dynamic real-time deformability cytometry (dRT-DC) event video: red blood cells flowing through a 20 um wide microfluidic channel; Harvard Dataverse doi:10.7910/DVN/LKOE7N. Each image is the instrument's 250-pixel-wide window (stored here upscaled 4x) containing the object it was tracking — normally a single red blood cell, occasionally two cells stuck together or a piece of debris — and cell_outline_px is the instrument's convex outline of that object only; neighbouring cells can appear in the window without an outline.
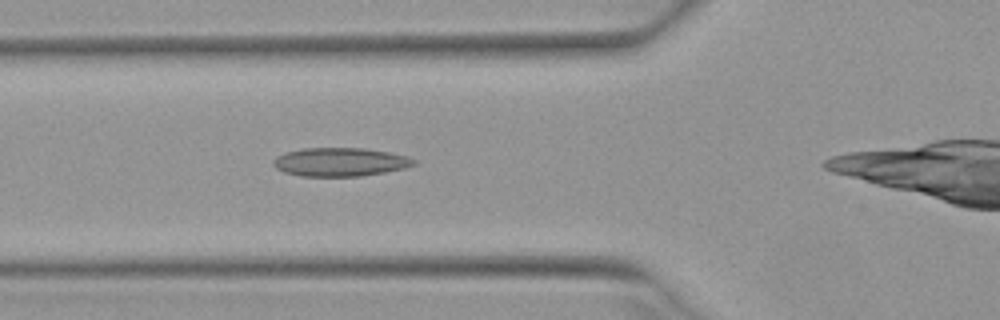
{"species": "Egyptian fruit bat (a non-hibernating species)", "species_latin": "Rousettus aegyptiacus", "temperature_condition": "warm", "stored_images_in_passage": 35, "camera_frame_rate_fps": 3000, "um_per_image_px": 0.085, "animal": {"sex": "female"}, "frame": {"image": 1, "passage_image": 12, "time_ms": 3.667, "image_size_px": [1000, 320], "cell_outline_px": [[416, 164], [404, 168], [384, 172], [360, 176], [300, 176], [284, 172], [276, 168], [272, 164], [272, 160], [276, 156], [284, 152], [304, 148], [364, 148], [388, 152], [408, 156], [416, 160]], "centroid_in_image_um": [28.88, 13.76], "position_along_channel_um": 96.9, "area_um2": 23.47}}
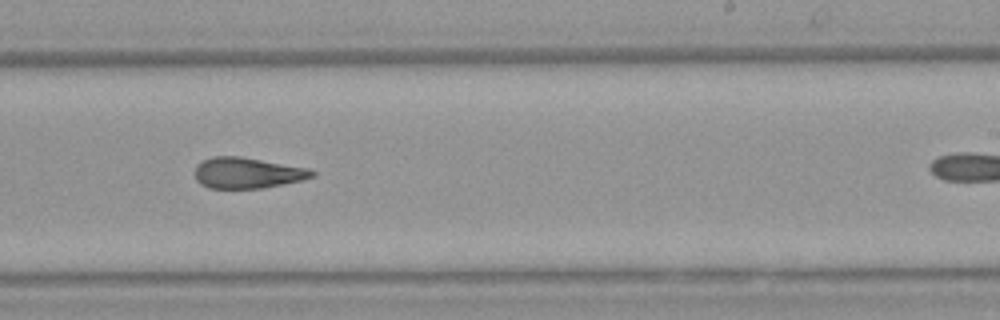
{"frame": {"image": 2, "passage_image": 25, "time_ms": 8.0, "image_size_px": [1000, 320], "cell_outline_px": [[316, 176], [284, 184], [260, 188], [208, 188], [200, 184], [196, 180], [196, 164], [200, 160], [212, 156], [240, 156], [308, 168], [316, 172]], "centroid_in_image_um": [21.0, 14.69], "position_along_channel_um": 268.0, "area_um2": 21.15}}
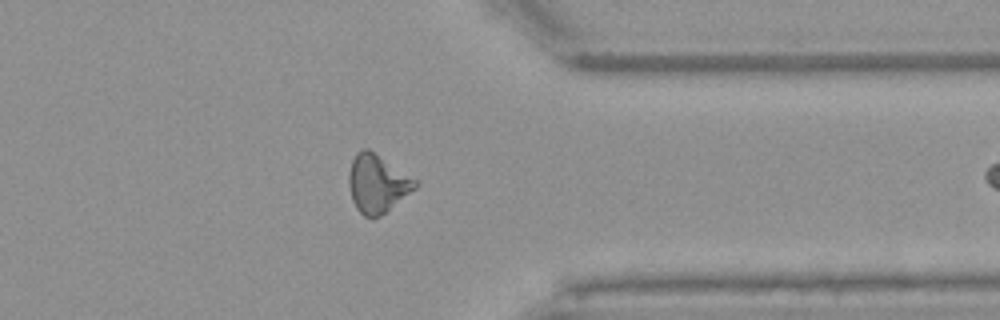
{"frame": {"image": 3, "passage_image": 34, "time_ms": 11.0, "image_size_px": [1000, 320], "cell_outline_px": [[420, 184], [416, 188], [388, 212], [380, 216], [364, 216], [356, 208], [352, 200], [348, 184], [348, 176], [352, 160], [356, 152], [364, 148], [368, 148], [416, 180]], "centroid_in_image_um": [32.07, 15.62], "position_along_channel_um": 379.3, "area_um2": 22.43}}